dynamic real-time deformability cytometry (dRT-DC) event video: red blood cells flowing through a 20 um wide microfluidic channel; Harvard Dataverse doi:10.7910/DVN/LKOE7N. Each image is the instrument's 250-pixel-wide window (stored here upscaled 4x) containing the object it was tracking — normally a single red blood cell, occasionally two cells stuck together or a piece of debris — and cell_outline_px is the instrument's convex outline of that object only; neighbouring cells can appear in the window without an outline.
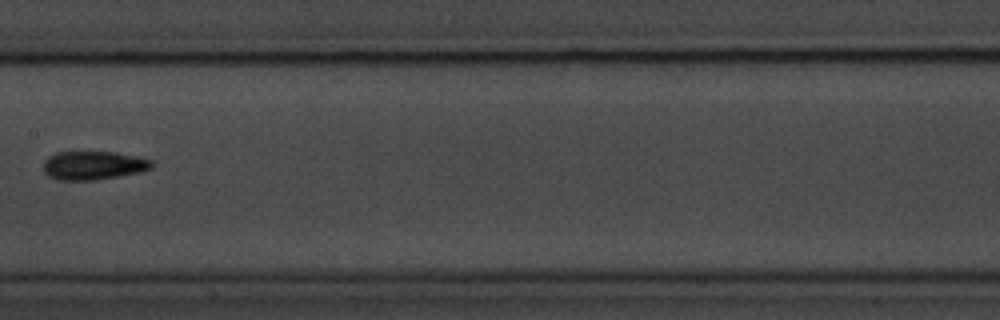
{"species": "common noctule bat (a hibernating species)", "species_latin": "Nyctalus noctula", "temperature_condition": "room temperature", "stored_images_in_passage": 7, "camera_frame_rate_fps": 3000, "um_per_image_px": 0.085, "animal": {"sex": "male", "body_mass_g": 20.1, "forearm_length_mm": 53.5}, "frame": {"image": 1, "passage_image": 7, "time_ms": 6.667, "image_size_px": [1000, 320], "cell_outline_px": [[152, 168], [120, 176], [96, 180], [56, 180], [48, 176], [44, 172], [44, 160], [48, 156], [56, 152], [116, 152], [152, 160]], "centroid_in_image_um": [7.88, 14.06], "position_along_channel_um": 199.5, "area_um2": 18.03}}